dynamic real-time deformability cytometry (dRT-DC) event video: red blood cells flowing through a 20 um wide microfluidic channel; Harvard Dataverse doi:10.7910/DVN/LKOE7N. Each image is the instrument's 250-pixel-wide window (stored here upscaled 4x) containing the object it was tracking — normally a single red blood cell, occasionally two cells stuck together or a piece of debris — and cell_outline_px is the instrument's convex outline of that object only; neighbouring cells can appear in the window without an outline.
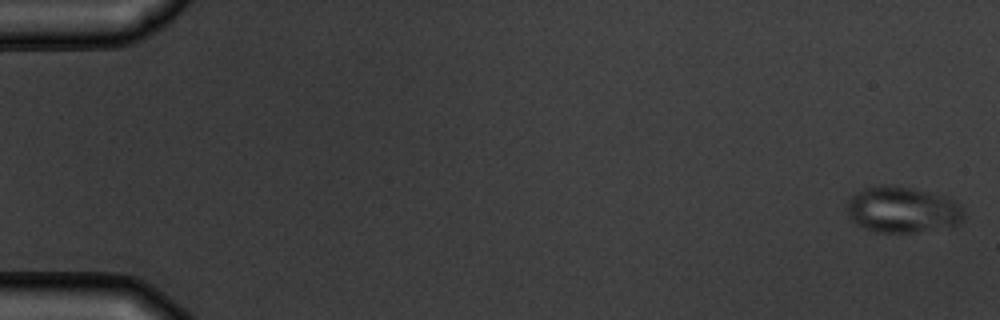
{"species": "common noctule bat (a hibernating species)", "species_latin": "Nyctalus noctula", "temperature_condition": "warm", "stored_images_in_passage": 6, "camera_frame_rate_fps": 3000, "um_per_image_px": 0.085, "animal": {"sex": "male", "body_mass_g": 19.5, "forearm_length_mm": 54.6}, "frame": {"image": 1, "passage_image": 1, "time_ms": 0.0, "image_size_px": [1000, 320], "cell_outline_px": [[964, 220], [960, 224], [912, 232], [876, 232], [864, 228], [856, 224], [848, 216], [848, 200], [856, 192], [864, 188], [880, 184], [892, 184], [912, 188], [948, 196], [964, 208]], "centroid_in_image_um": [76.72, 17.8], "position_along_channel_um": 8.3, "area_um2": 31.62}}